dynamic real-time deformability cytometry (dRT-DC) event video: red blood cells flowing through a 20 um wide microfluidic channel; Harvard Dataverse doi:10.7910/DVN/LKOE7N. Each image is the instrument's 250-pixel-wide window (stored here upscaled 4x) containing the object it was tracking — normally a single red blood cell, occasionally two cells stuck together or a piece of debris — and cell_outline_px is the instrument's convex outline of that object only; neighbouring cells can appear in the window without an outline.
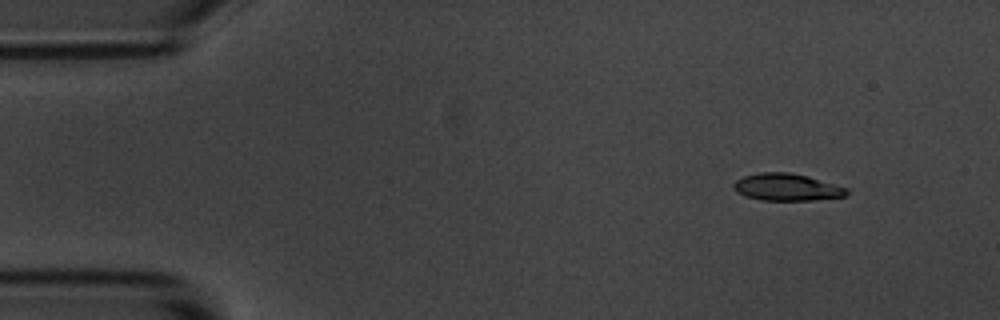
{"species": "common noctule bat (a hibernating species)", "species_latin": "Nyctalus noctula", "temperature_condition": "room temperature", "stored_images_in_passage": 6, "segment_of_instrument_passage": [1, 2], "camera_frame_rate_fps": 3000, "um_per_image_px": 0.085, "animal": {"sex": "male", "body_mass_g": 20.1, "forearm_length_mm": 53.5}, "frame": {"image": 1, "passage_image": 2, "time_ms": 1.333, "image_size_px": [1000, 320], "cell_outline_px": [[848, 192], [844, 196], [812, 200], [760, 200], [744, 196], [736, 192], [732, 188], [732, 184], [736, 180], [744, 176], [760, 172], [788, 172], [808, 176], [848, 188]], "centroid_in_image_um": [66.83, 15.91], "position_along_channel_um": 18.2, "area_um2": 17.92}}
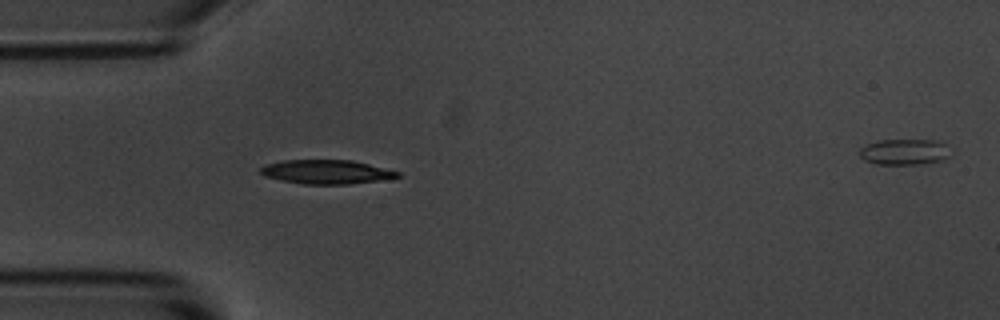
{"frame": {"image": 2, "passage_image": 5, "time_ms": 4.667, "image_size_px": [1000, 320], "cell_outline_px": [[400, 176], [376, 180], [348, 184], [304, 184], [264, 176], [260, 172], [260, 168], [264, 164], [284, 160], [352, 160], [400, 172]], "centroid_in_image_um": [27.69, 14.6], "position_along_channel_um": 57.3, "area_um2": 18.84}}